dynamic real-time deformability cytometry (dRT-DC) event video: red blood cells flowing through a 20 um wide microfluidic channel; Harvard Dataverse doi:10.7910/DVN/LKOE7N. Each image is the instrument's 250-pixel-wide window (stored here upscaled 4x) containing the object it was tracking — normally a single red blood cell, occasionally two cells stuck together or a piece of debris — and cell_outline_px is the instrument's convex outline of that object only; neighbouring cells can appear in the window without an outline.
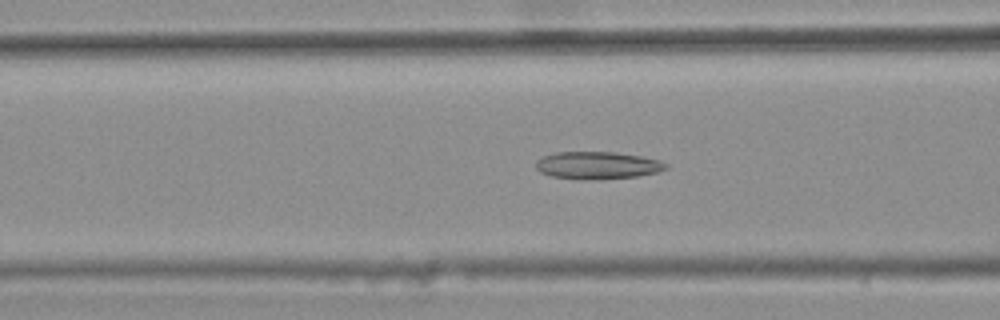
{"species": "common noctule bat (a hibernating species)", "species_latin": "Nyctalus noctula", "temperature_condition": "warm", "stored_images_in_passage": 47, "camera_frame_rate_fps": 3000, "um_per_image_px": 0.085, "animal": {"sex": "female", "body_mass_g": 25.1}, "frame": {"image": 1, "passage_image": 21, "time_ms": 6.667, "image_size_px": [1000, 320], "cell_outline_px": [[668, 168], [656, 172], [640, 176], [596, 180], [576, 180], [552, 176], [540, 172], [536, 168], [536, 160], [544, 156], [556, 152], [616, 152], [640, 156], [660, 160], [668, 164]], "centroid_in_image_um": [50.79, 14.07], "position_along_channel_um": 115.8, "area_um2": 21.04}}
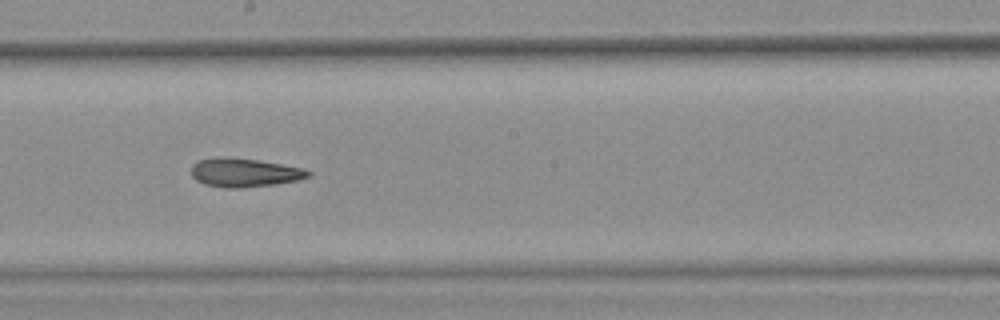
{"frame": {"image": 2, "passage_image": 30, "time_ms": 9.667, "image_size_px": [1000, 320], "cell_outline_px": [[312, 176], [300, 180], [272, 184], [240, 188], [224, 188], [204, 184], [196, 180], [192, 176], [192, 164], [200, 160], [256, 160], [304, 168], [312, 172]], "centroid_in_image_um": [20.86, 14.72], "position_along_channel_um": 227.3, "area_um2": 18.73}}
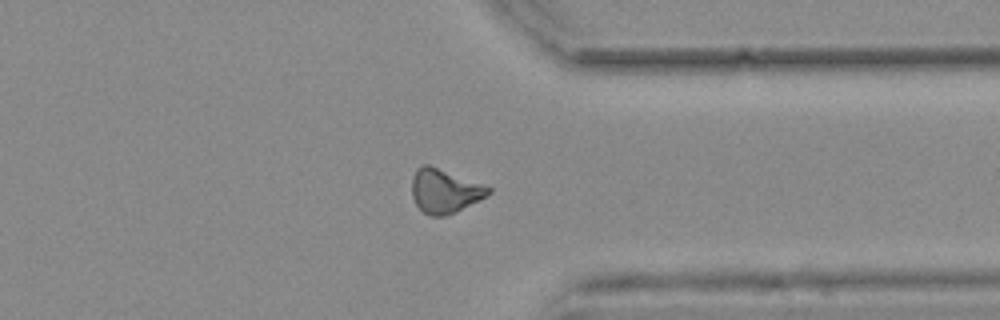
{"frame": {"image": 3, "passage_image": 42, "time_ms": 13.667, "image_size_px": [1000, 320], "cell_outline_px": [[492, 192], [480, 200], [444, 216], [432, 216], [424, 212], [416, 204], [412, 196], [412, 176], [416, 168], [420, 164], [428, 164], [492, 188]], "centroid_in_image_um": [37.76, 16.21], "position_along_channel_um": 373.6, "area_um2": 19.36}, "authors_computed_cell_mechanics": {"area_um2": 19.7676, "velocity_mm_per_s": 3.7234, "shape_relaxation_time_tau1_ms": null, "shape_relaxation_time_tau2_ms": 7.837, "deformation_change_tau1": null, "deformation_change_tau2": 0.175}}